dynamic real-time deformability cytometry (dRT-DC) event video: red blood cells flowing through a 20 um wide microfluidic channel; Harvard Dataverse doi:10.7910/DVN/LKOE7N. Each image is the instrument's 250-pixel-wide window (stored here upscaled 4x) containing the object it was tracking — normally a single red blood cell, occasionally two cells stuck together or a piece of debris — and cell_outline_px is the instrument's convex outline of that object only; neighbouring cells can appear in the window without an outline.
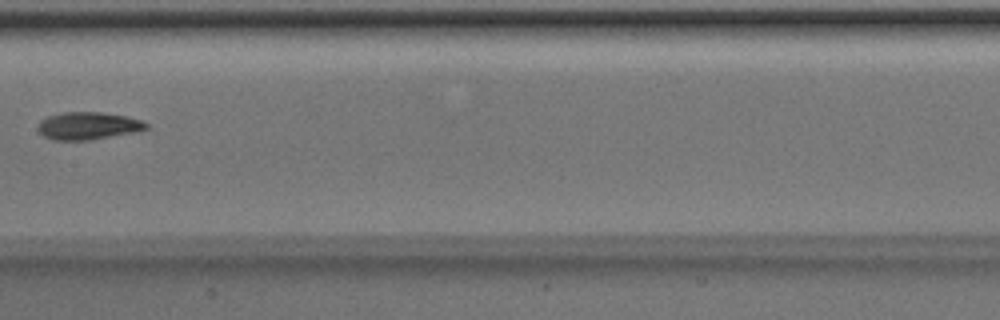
{"species": "Egyptian fruit bat (a non-hibernating species)", "species_latin": "Rousettus aegyptiacus", "temperature_condition": "room temperature", "stored_images_in_passage": 7, "camera_frame_rate_fps": 3000, "um_per_image_px": 0.085, "animal": {"sex": "male"}, "frame": {"image": 1, "passage_image": 6, "time_ms": 1.667, "image_size_px": [1000, 320], "cell_outline_px": [[148, 128], [136, 132], [88, 140], [52, 140], [44, 136], [36, 128], [36, 124], [40, 120], [48, 116], [64, 112], [100, 112], [128, 116], [144, 120], [148, 124]], "centroid_in_image_um": [7.49, 10.69], "position_along_channel_um": 199.9, "area_um2": 17.57}}
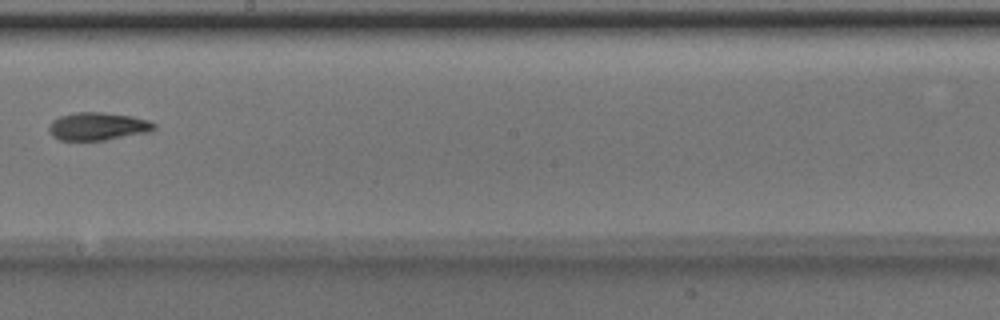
{"frame": {"image": 2, "passage_image": 7, "time_ms": 2.0, "image_size_px": [1000, 320], "cell_outline_px": [[156, 128], [148, 132], [104, 140], [60, 140], [52, 136], [48, 128], [48, 124], [52, 120], [60, 116], [76, 112], [104, 112], [132, 116], [148, 120], [156, 124]], "centroid_in_image_um": [8.29, 10.73], "position_along_channel_um": 239.9, "area_um2": 17.11}}